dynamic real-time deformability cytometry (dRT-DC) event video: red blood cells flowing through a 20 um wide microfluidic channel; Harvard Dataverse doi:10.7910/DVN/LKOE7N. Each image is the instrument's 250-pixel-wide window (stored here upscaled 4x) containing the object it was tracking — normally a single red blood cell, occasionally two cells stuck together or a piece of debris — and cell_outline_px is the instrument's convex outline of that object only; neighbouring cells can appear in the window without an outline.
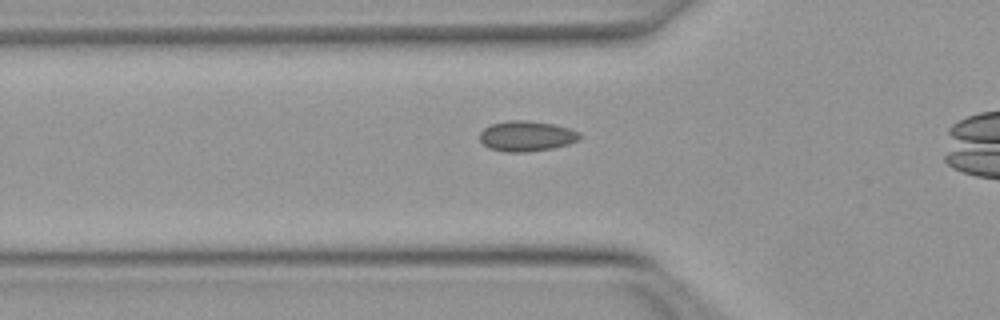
{"species": "Egyptian fruit bat (a non-hibernating species)", "species_latin": "Rousettus aegyptiacus", "temperature_condition": "warm", "stored_images_in_passage": 38, "camera_frame_rate_fps": 3000, "um_per_image_px": 0.085, "animal": {"sex": "female"}, "frame": {"image": 1, "passage_image": 12, "time_ms": 3.667, "image_size_px": [1000, 320], "cell_outline_px": [[584, 136], [568, 144], [552, 148], [524, 152], [508, 152], [488, 148], [480, 140], [480, 132], [484, 128], [492, 124], [508, 120], [528, 120], [552, 124], [568, 128], [580, 132]], "centroid_in_image_um": [44.75, 11.56], "position_along_channel_um": 81.0, "area_um2": 17.63}}
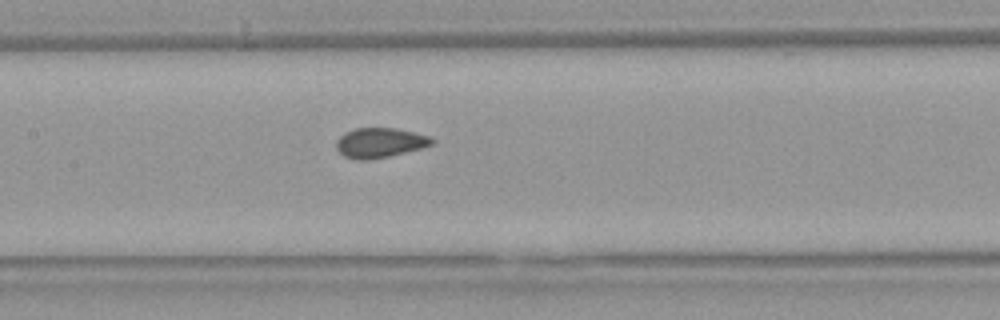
{"frame": {"image": 2, "passage_image": 19, "time_ms": 6.0, "image_size_px": [1000, 320], "cell_outline_px": [[436, 144], [388, 156], [364, 160], [360, 160], [344, 156], [336, 148], [336, 140], [344, 132], [356, 128], [396, 128], [416, 132], [432, 136], [436, 140]], "centroid_in_image_um": [32.33, 12.11], "position_along_channel_um": 175.1, "area_um2": 16.7}}
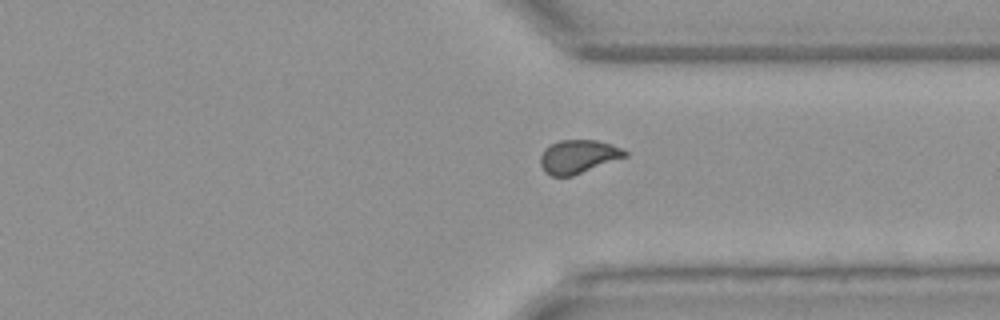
{"frame": {"image": 3, "passage_image": 33, "time_ms": 10.667, "image_size_px": [1000, 320], "cell_outline_px": [[628, 156], [572, 176], [552, 176], [544, 172], [540, 164], [540, 156], [544, 148], [560, 140], [596, 140], [612, 144], [628, 152]], "centroid_in_image_um": [49.14, 13.31], "position_along_channel_um": 362.3, "area_um2": 16.53}}